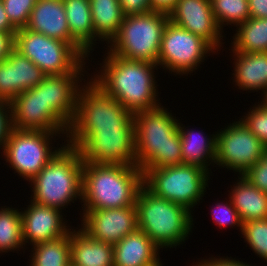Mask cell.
Instances as JSON below:
<instances>
[{
    "mask_svg": "<svg viewBox=\"0 0 267 266\" xmlns=\"http://www.w3.org/2000/svg\"><path fill=\"white\" fill-rule=\"evenodd\" d=\"M103 58L98 64L100 70L96 67L90 78L127 111L135 114L162 104L155 74L158 64L124 59L106 51Z\"/></svg>",
    "mask_w": 267,
    "mask_h": 266,
    "instance_id": "6da1fadb",
    "label": "cell"
},
{
    "mask_svg": "<svg viewBox=\"0 0 267 266\" xmlns=\"http://www.w3.org/2000/svg\"><path fill=\"white\" fill-rule=\"evenodd\" d=\"M142 186L143 171L137 166L83 162L82 210L133 206Z\"/></svg>",
    "mask_w": 267,
    "mask_h": 266,
    "instance_id": "7a4b0ae2",
    "label": "cell"
},
{
    "mask_svg": "<svg viewBox=\"0 0 267 266\" xmlns=\"http://www.w3.org/2000/svg\"><path fill=\"white\" fill-rule=\"evenodd\" d=\"M137 167L143 174L150 168L181 165L179 120L163 106L134 114Z\"/></svg>",
    "mask_w": 267,
    "mask_h": 266,
    "instance_id": "3957f363",
    "label": "cell"
},
{
    "mask_svg": "<svg viewBox=\"0 0 267 266\" xmlns=\"http://www.w3.org/2000/svg\"><path fill=\"white\" fill-rule=\"evenodd\" d=\"M79 90L76 113L67 136V145L76 148L93 130L135 129L134 114L127 111L91 78Z\"/></svg>",
    "mask_w": 267,
    "mask_h": 266,
    "instance_id": "277c9868",
    "label": "cell"
},
{
    "mask_svg": "<svg viewBox=\"0 0 267 266\" xmlns=\"http://www.w3.org/2000/svg\"><path fill=\"white\" fill-rule=\"evenodd\" d=\"M82 168L79 151L66 144L29 182L31 201L62 211L77 199L82 202Z\"/></svg>",
    "mask_w": 267,
    "mask_h": 266,
    "instance_id": "5b68a950",
    "label": "cell"
},
{
    "mask_svg": "<svg viewBox=\"0 0 267 266\" xmlns=\"http://www.w3.org/2000/svg\"><path fill=\"white\" fill-rule=\"evenodd\" d=\"M135 207L138 229L161 250L176 249L192 233L193 213L180 204L154 195L144 185L137 194Z\"/></svg>",
    "mask_w": 267,
    "mask_h": 266,
    "instance_id": "8992f818",
    "label": "cell"
},
{
    "mask_svg": "<svg viewBox=\"0 0 267 266\" xmlns=\"http://www.w3.org/2000/svg\"><path fill=\"white\" fill-rule=\"evenodd\" d=\"M168 21V13L154 10L145 14L125 15L118 33L105 45V51L124 59L157 64Z\"/></svg>",
    "mask_w": 267,
    "mask_h": 266,
    "instance_id": "52a82bcc",
    "label": "cell"
},
{
    "mask_svg": "<svg viewBox=\"0 0 267 266\" xmlns=\"http://www.w3.org/2000/svg\"><path fill=\"white\" fill-rule=\"evenodd\" d=\"M66 136L67 133L11 128L0 152L2 153L0 158H4L5 164L8 163L6 165L12 168L14 174L17 173L22 179L24 178L23 180L30 182L67 144L64 138ZM60 138H63L62 144L57 143L55 147L53 142H57L56 140Z\"/></svg>",
    "mask_w": 267,
    "mask_h": 266,
    "instance_id": "ba28073f",
    "label": "cell"
},
{
    "mask_svg": "<svg viewBox=\"0 0 267 266\" xmlns=\"http://www.w3.org/2000/svg\"><path fill=\"white\" fill-rule=\"evenodd\" d=\"M210 176L212 174L204 169L186 164L150 168L143 174V185L154 195L180 204L193 213L205 197Z\"/></svg>",
    "mask_w": 267,
    "mask_h": 266,
    "instance_id": "9c48e42d",
    "label": "cell"
},
{
    "mask_svg": "<svg viewBox=\"0 0 267 266\" xmlns=\"http://www.w3.org/2000/svg\"><path fill=\"white\" fill-rule=\"evenodd\" d=\"M15 49L46 75L90 74L85 70L87 60L70 43L29 29H17Z\"/></svg>",
    "mask_w": 267,
    "mask_h": 266,
    "instance_id": "30bf717a",
    "label": "cell"
},
{
    "mask_svg": "<svg viewBox=\"0 0 267 266\" xmlns=\"http://www.w3.org/2000/svg\"><path fill=\"white\" fill-rule=\"evenodd\" d=\"M213 54L217 52L204 39L169 20L163 31L157 64L169 74L185 77Z\"/></svg>",
    "mask_w": 267,
    "mask_h": 266,
    "instance_id": "8fae6325",
    "label": "cell"
},
{
    "mask_svg": "<svg viewBox=\"0 0 267 266\" xmlns=\"http://www.w3.org/2000/svg\"><path fill=\"white\" fill-rule=\"evenodd\" d=\"M226 126L216 132L215 167L227 168L242 176L260 160L267 147L241 119Z\"/></svg>",
    "mask_w": 267,
    "mask_h": 266,
    "instance_id": "7c38bea8",
    "label": "cell"
},
{
    "mask_svg": "<svg viewBox=\"0 0 267 266\" xmlns=\"http://www.w3.org/2000/svg\"><path fill=\"white\" fill-rule=\"evenodd\" d=\"M76 149L83 162L137 166L135 129L93 130Z\"/></svg>",
    "mask_w": 267,
    "mask_h": 266,
    "instance_id": "4fadbf2b",
    "label": "cell"
},
{
    "mask_svg": "<svg viewBox=\"0 0 267 266\" xmlns=\"http://www.w3.org/2000/svg\"><path fill=\"white\" fill-rule=\"evenodd\" d=\"M9 105L11 127L14 129L68 132L69 127L45 103L44 79L34 88L16 96Z\"/></svg>",
    "mask_w": 267,
    "mask_h": 266,
    "instance_id": "5bb4252c",
    "label": "cell"
},
{
    "mask_svg": "<svg viewBox=\"0 0 267 266\" xmlns=\"http://www.w3.org/2000/svg\"><path fill=\"white\" fill-rule=\"evenodd\" d=\"M81 226L87 235L104 243L115 245L126 235L138 229L135 205L101 210H83Z\"/></svg>",
    "mask_w": 267,
    "mask_h": 266,
    "instance_id": "9a60e30c",
    "label": "cell"
},
{
    "mask_svg": "<svg viewBox=\"0 0 267 266\" xmlns=\"http://www.w3.org/2000/svg\"><path fill=\"white\" fill-rule=\"evenodd\" d=\"M168 15L173 24L201 37L217 53L224 47L226 36L215 21L210 0H177Z\"/></svg>",
    "mask_w": 267,
    "mask_h": 266,
    "instance_id": "2e32d148",
    "label": "cell"
},
{
    "mask_svg": "<svg viewBox=\"0 0 267 266\" xmlns=\"http://www.w3.org/2000/svg\"><path fill=\"white\" fill-rule=\"evenodd\" d=\"M28 203L25 209L20 208L25 246L56 240L70 232L72 226L63 218L64 211L39 205L31 200Z\"/></svg>",
    "mask_w": 267,
    "mask_h": 266,
    "instance_id": "e0dca14e",
    "label": "cell"
},
{
    "mask_svg": "<svg viewBox=\"0 0 267 266\" xmlns=\"http://www.w3.org/2000/svg\"><path fill=\"white\" fill-rule=\"evenodd\" d=\"M26 29L70 43L86 60L90 55L72 38L63 0H37Z\"/></svg>",
    "mask_w": 267,
    "mask_h": 266,
    "instance_id": "ac0fdd59",
    "label": "cell"
},
{
    "mask_svg": "<svg viewBox=\"0 0 267 266\" xmlns=\"http://www.w3.org/2000/svg\"><path fill=\"white\" fill-rule=\"evenodd\" d=\"M85 76L90 74L46 75L44 78L45 103L68 127L76 113L79 90L87 81Z\"/></svg>",
    "mask_w": 267,
    "mask_h": 266,
    "instance_id": "d6986e66",
    "label": "cell"
},
{
    "mask_svg": "<svg viewBox=\"0 0 267 266\" xmlns=\"http://www.w3.org/2000/svg\"><path fill=\"white\" fill-rule=\"evenodd\" d=\"M232 55L233 68L232 82L242 91L258 92L261 97L267 91V52L245 53L230 51ZM235 65V66H234ZM238 86V87H237Z\"/></svg>",
    "mask_w": 267,
    "mask_h": 266,
    "instance_id": "ffe728a7",
    "label": "cell"
},
{
    "mask_svg": "<svg viewBox=\"0 0 267 266\" xmlns=\"http://www.w3.org/2000/svg\"><path fill=\"white\" fill-rule=\"evenodd\" d=\"M114 266H152L160 259V248L142 230L136 229L113 245Z\"/></svg>",
    "mask_w": 267,
    "mask_h": 266,
    "instance_id": "44dd1931",
    "label": "cell"
},
{
    "mask_svg": "<svg viewBox=\"0 0 267 266\" xmlns=\"http://www.w3.org/2000/svg\"><path fill=\"white\" fill-rule=\"evenodd\" d=\"M188 127L190 126L186 127L179 119L182 163L200 167L211 174L210 166L215 167L216 131L215 134L206 135L203 130L195 131Z\"/></svg>",
    "mask_w": 267,
    "mask_h": 266,
    "instance_id": "7402d4cb",
    "label": "cell"
},
{
    "mask_svg": "<svg viewBox=\"0 0 267 266\" xmlns=\"http://www.w3.org/2000/svg\"><path fill=\"white\" fill-rule=\"evenodd\" d=\"M70 230L71 266H114V248L90 237L80 227Z\"/></svg>",
    "mask_w": 267,
    "mask_h": 266,
    "instance_id": "603a6c76",
    "label": "cell"
},
{
    "mask_svg": "<svg viewBox=\"0 0 267 266\" xmlns=\"http://www.w3.org/2000/svg\"><path fill=\"white\" fill-rule=\"evenodd\" d=\"M235 184L228 190L241 221L267 219V194L253 186L244 176H237Z\"/></svg>",
    "mask_w": 267,
    "mask_h": 266,
    "instance_id": "cb8c5ba5",
    "label": "cell"
},
{
    "mask_svg": "<svg viewBox=\"0 0 267 266\" xmlns=\"http://www.w3.org/2000/svg\"><path fill=\"white\" fill-rule=\"evenodd\" d=\"M63 3L72 38L91 56L96 47L90 0H63Z\"/></svg>",
    "mask_w": 267,
    "mask_h": 266,
    "instance_id": "d4e9b609",
    "label": "cell"
},
{
    "mask_svg": "<svg viewBox=\"0 0 267 266\" xmlns=\"http://www.w3.org/2000/svg\"><path fill=\"white\" fill-rule=\"evenodd\" d=\"M95 45L108 44L118 33L124 14L119 0H90ZM96 41H100L99 43Z\"/></svg>",
    "mask_w": 267,
    "mask_h": 266,
    "instance_id": "484cf974",
    "label": "cell"
},
{
    "mask_svg": "<svg viewBox=\"0 0 267 266\" xmlns=\"http://www.w3.org/2000/svg\"><path fill=\"white\" fill-rule=\"evenodd\" d=\"M229 44L235 52H267V18H249L237 25Z\"/></svg>",
    "mask_w": 267,
    "mask_h": 266,
    "instance_id": "4316f807",
    "label": "cell"
},
{
    "mask_svg": "<svg viewBox=\"0 0 267 266\" xmlns=\"http://www.w3.org/2000/svg\"><path fill=\"white\" fill-rule=\"evenodd\" d=\"M10 62L12 77V100L23 91L40 84L46 74L29 58L14 49L6 58Z\"/></svg>",
    "mask_w": 267,
    "mask_h": 266,
    "instance_id": "83f0119b",
    "label": "cell"
},
{
    "mask_svg": "<svg viewBox=\"0 0 267 266\" xmlns=\"http://www.w3.org/2000/svg\"><path fill=\"white\" fill-rule=\"evenodd\" d=\"M29 266H71L70 232L59 239L32 246Z\"/></svg>",
    "mask_w": 267,
    "mask_h": 266,
    "instance_id": "f1b7e54d",
    "label": "cell"
},
{
    "mask_svg": "<svg viewBox=\"0 0 267 266\" xmlns=\"http://www.w3.org/2000/svg\"><path fill=\"white\" fill-rule=\"evenodd\" d=\"M24 247V248H23ZM22 216L20 209L1 206L0 209V254L24 250Z\"/></svg>",
    "mask_w": 267,
    "mask_h": 266,
    "instance_id": "f546056e",
    "label": "cell"
},
{
    "mask_svg": "<svg viewBox=\"0 0 267 266\" xmlns=\"http://www.w3.org/2000/svg\"><path fill=\"white\" fill-rule=\"evenodd\" d=\"M218 27L224 32L226 25L236 27L250 18L248 0H210Z\"/></svg>",
    "mask_w": 267,
    "mask_h": 266,
    "instance_id": "4dcf8cb0",
    "label": "cell"
},
{
    "mask_svg": "<svg viewBox=\"0 0 267 266\" xmlns=\"http://www.w3.org/2000/svg\"><path fill=\"white\" fill-rule=\"evenodd\" d=\"M241 235L249 249L267 262V219L244 222Z\"/></svg>",
    "mask_w": 267,
    "mask_h": 266,
    "instance_id": "1f68e13d",
    "label": "cell"
},
{
    "mask_svg": "<svg viewBox=\"0 0 267 266\" xmlns=\"http://www.w3.org/2000/svg\"><path fill=\"white\" fill-rule=\"evenodd\" d=\"M254 106L249 107L240 119L260 141L267 147V107L258 100Z\"/></svg>",
    "mask_w": 267,
    "mask_h": 266,
    "instance_id": "d6a6232c",
    "label": "cell"
},
{
    "mask_svg": "<svg viewBox=\"0 0 267 266\" xmlns=\"http://www.w3.org/2000/svg\"><path fill=\"white\" fill-rule=\"evenodd\" d=\"M219 202V203H218ZM226 202V203H225ZM212 211L210 216H212V222L213 224L216 223L218 225L219 229H224V228H237L239 229L240 233L242 232V226L243 222L240 219V216L233 206L232 200L229 199L226 201L224 200L223 202L220 200L215 203V206L211 208Z\"/></svg>",
    "mask_w": 267,
    "mask_h": 266,
    "instance_id": "836d02e7",
    "label": "cell"
},
{
    "mask_svg": "<svg viewBox=\"0 0 267 266\" xmlns=\"http://www.w3.org/2000/svg\"><path fill=\"white\" fill-rule=\"evenodd\" d=\"M8 19L16 28H25L37 0H2Z\"/></svg>",
    "mask_w": 267,
    "mask_h": 266,
    "instance_id": "e575fe53",
    "label": "cell"
},
{
    "mask_svg": "<svg viewBox=\"0 0 267 266\" xmlns=\"http://www.w3.org/2000/svg\"><path fill=\"white\" fill-rule=\"evenodd\" d=\"M244 176L253 186L267 194V150Z\"/></svg>",
    "mask_w": 267,
    "mask_h": 266,
    "instance_id": "d590c367",
    "label": "cell"
},
{
    "mask_svg": "<svg viewBox=\"0 0 267 266\" xmlns=\"http://www.w3.org/2000/svg\"><path fill=\"white\" fill-rule=\"evenodd\" d=\"M0 101H12V77L10 62L7 59L0 62Z\"/></svg>",
    "mask_w": 267,
    "mask_h": 266,
    "instance_id": "8d00e7d4",
    "label": "cell"
},
{
    "mask_svg": "<svg viewBox=\"0 0 267 266\" xmlns=\"http://www.w3.org/2000/svg\"><path fill=\"white\" fill-rule=\"evenodd\" d=\"M218 257V258H217ZM211 256L207 259L203 258L201 260H198V262H193V264H191L192 266H251L253 264H249V263H245V261H240L239 259L232 258L231 256H223L220 257L218 256Z\"/></svg>",
    "mask_w": 267,
    "mask_h": 266,
    "instance_id": "74e56055",
    "label": "cell"
},
{
    "mask_svg": "<svg viewBox=\"0 0 267 266\" xmlns=\"http://www.w3.org/2000/svg\"><path fill=\"white\" fill-rule=\"evenodd\" d=\"M11 128L10 105L8 102L0 101V151Z\"/></svg>",
    "mask_w": 267,
    "mask_h": 266,
    "instance_id": "f35d334b",
    "label": "cell"
},
{
    "mask_svg": "<svg viewBox=\"0 0 267 266\" xmlns=\"http://www.w3.org/2000/svg\"><path fill=\"white\" fill-rule=\"evenodd\" d=\"M123 14H145L150 11L151 5L149 0H119Z\"/></svg>",
    "mask_w": 267,
    "mask_h": 266,
    "instance_id": "ab89813d",
    "label": "cell"
},
{
    "mask_svg": "<svg viewBox=\"0 0 267 266\" xmlns=\"http://www.w3.org/2000/svg\"><path fill=\"white\" fill-rule=\"evenodd\" d=\"M15 34L0 32V62L4 61L15 49Z\"/></svg>",
    "mask_w": 267,
    "mask_h": 266,
    "instance_id": "60d3db41",
    "label": "cell"
},
{
    "mask_svg": "<svg viewBox=\"0 0 267 266\" xmlns=\"http://www.w3.org/2000/svg\"><path fill=\"white\" fill-rule=\"evenodd\" d=\"M250 18H267V0H248Z\"/></svg>",
    "mask_w": 267,
    "mask_h": 266,
    "instance_id": "b9f144b4",
    "label": "cell"
},
{
    "mask_svg": "<svg viewBox=\"0 0 267 266\" xmlns=\"http://www.w3.org/2000/svg\"><path fill=\"white\" fill-rule=\"evenodd\" d=\"M0 32H17V29L11 24L10 20L8 19L2 0H0Z\"/></svg>",
    "mask_w": 267,
    "mask_h": 266,
    "instance_id": "7bdbcfd3",
    "label": "cell"
},
{
    "mask_svg": "<svg viewBox=\"0 0 267 266\" xmlns=\"http://www.w3.org/2000/svg\"><path fill=\"white\" fill-rule=\"evenodd\" d=\"M151 9L169 13L176 5L177 0H149Z\"/></svg>",
    "mask_w": 267,
    "mask_h": 266,
    "instance_id": "ee69618b",
    "label": "cell"
},
{
    "mask_svg": "<svg viewBox=\"0 0 267 266\" xmlns=\"http://www.w3.org/2000/svg\"><path fill=\"white\" fill-rule=\"evenodd\" d=\"M261 99L262 100H260V102H262L267 107V91Z\"/></svg>",
    "mask_w": 267,
    "mask_h": 266,
    "instance_id": "f6af8a7d",
    "label": "cell"
},
{
    "mask_svg": "<svg viewBox=\"0 0 267 266\" xmlns=\"http://www.w3.org/2000/svg\"><path fill=\"white\" fill-rule=\"evenodd\" d=\"M164 264H162V262L159 260L157 263H155L154 265L152 266H163Z\"/></svg>",
    "mask_w": 267,
    "mask_h": 266,
    "instance_id": "bcb514c9",
    "label": "cell"
}]
</instances>
